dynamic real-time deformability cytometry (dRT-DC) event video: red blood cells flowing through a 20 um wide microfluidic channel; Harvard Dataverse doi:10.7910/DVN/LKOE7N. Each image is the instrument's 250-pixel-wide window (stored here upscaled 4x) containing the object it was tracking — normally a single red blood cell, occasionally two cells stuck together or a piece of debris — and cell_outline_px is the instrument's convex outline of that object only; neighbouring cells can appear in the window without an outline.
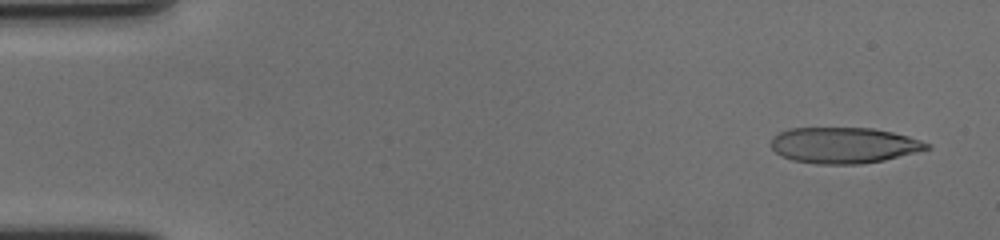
{"species": "human", "species_latin": "Homo sapiens", "temperature_condition": "cold", "stored_images_in_passage": 58, "camera_frame_rate_fps": 3000, "um_per_image_px": 0.085, "donor": {"sex": "female"}, "frame": {"image": 1, "passage_image": 3, "time_ms": 0.667, "image_size_px": [1000, 240], "cell_outline_px": [[932, 148], [884, 160], [860, 164], [816, 164], [792, 160], [776, 152], [772, 148], [772, 136], [788, 128], [872, 128], [892, 132], [908, 136], [932, 144]], "centroid_in_image_um": [71.75, 12.35], "position_along_channel_um": 13.3, "area_um2": 32.6}}
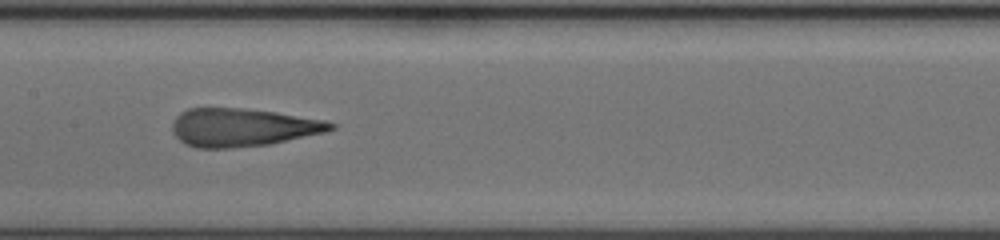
{"frame": {"image": 2, "passage_image": 29, "time_ms": 9.333, "image_size_px": [1000, 240], "cell_outline_px": [[336, 128], [328, 132], [268, 144], [232, 148], [196, 148], [184, 144], [172, 132], [172, 120], [180, 112], [188, 108], [244, 108], [276, 112], [328, 120], [336, 124]], "centroid_in_image_um": [20.63, 10.82], "position_along_channel_um": 186.8, "area_um2": 35.6}}
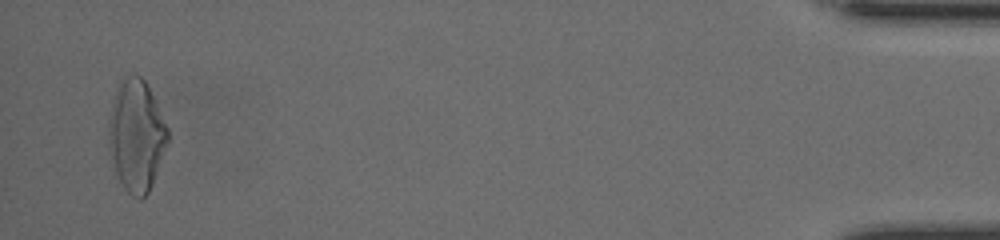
{"frame": {"image": 3, "passage_image": 56, "time_ms": 18.333, "image_size_px": [1000, 240], "cell_outline_px": [[168, 140], [152, 184], [148, 192], [140, 200], [132, 196], [124, 188], [116, 176], [108, 152], [108, 124], [112, 104], [116, 88], [120, 76], [128, 72], [132, 72], [140, 76], [144, 80], [168, 128]], "centroid_in_image_um": [11.54, 11.5], "position_along_channel_um": 423.7, "area_um2": 38.67}, "authors_computed_cell_mechanics": {"area_um2": 35.258, "velocity_mm_per_s": 3.5758, "shape_relaxation_time_tau1_ms": 4.8989, "shape_relaxation_time_tau2_ms": 1.4097, "deformation_change_tau1": 0.2311, "deformation_change_tau2": 0.1178}}